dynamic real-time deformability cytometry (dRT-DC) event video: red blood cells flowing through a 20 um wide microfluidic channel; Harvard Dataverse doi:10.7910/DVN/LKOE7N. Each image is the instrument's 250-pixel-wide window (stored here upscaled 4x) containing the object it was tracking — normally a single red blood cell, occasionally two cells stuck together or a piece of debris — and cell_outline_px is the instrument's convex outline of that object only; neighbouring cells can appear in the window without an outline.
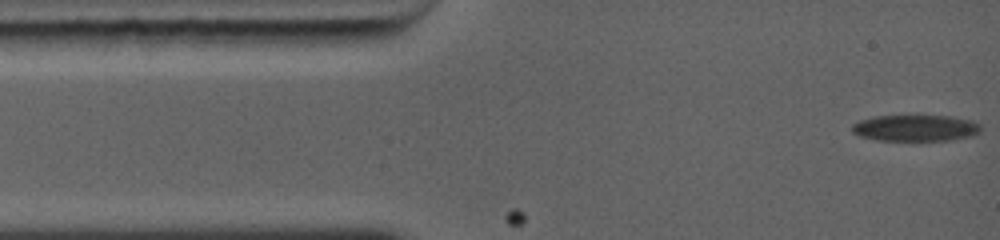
{"species": "common noctule bat (a hibernating species)", "species_latin": "Nyctalus noctula", "temperature_condition": "warm", "stored_images_in_passage": 4, "camera_frame_rate_fps": 5000, "um_per_image_px": 0.085, "animal": {"sex": "female", "body_mass_g": 19.0, "forearm_length_mm": 56.7}, "frame": {"image": 1, "passage_image": 1, "time_ms": 0.0, "image_size_px": [1000, 240], "cell_outline_px": [[980, 132], [972, 136], [952, 140], [876, 140], [860, 136], [852, 132], [852, 124], [860, 120], [876, 116], [948, 116], [972, 120], [980, 124]], "centroid_in_image_um": [77.83, 10.88], "position_along_channel_um": 7.2, "area_um2": 19.71}}
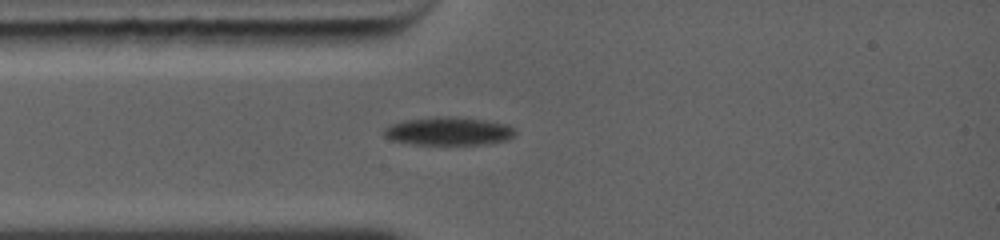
{"frame": {"image": 2, "passage_image": 4, "time_ms": 2.6, "image_size_px": [1000, 240], "cell_outline_px": [[516, 136], [508, 140], [476, 144], [416, 144], [396, 140], [384, 136], [384, 128], [392, 124], [408, 120], [480, 120], [500, 124], [512, 128], [516, 132]], "centroid_in_image_um": [38.14, 11.22], "position_along_channel_um": 46.9, "area_um2": 19.59}}